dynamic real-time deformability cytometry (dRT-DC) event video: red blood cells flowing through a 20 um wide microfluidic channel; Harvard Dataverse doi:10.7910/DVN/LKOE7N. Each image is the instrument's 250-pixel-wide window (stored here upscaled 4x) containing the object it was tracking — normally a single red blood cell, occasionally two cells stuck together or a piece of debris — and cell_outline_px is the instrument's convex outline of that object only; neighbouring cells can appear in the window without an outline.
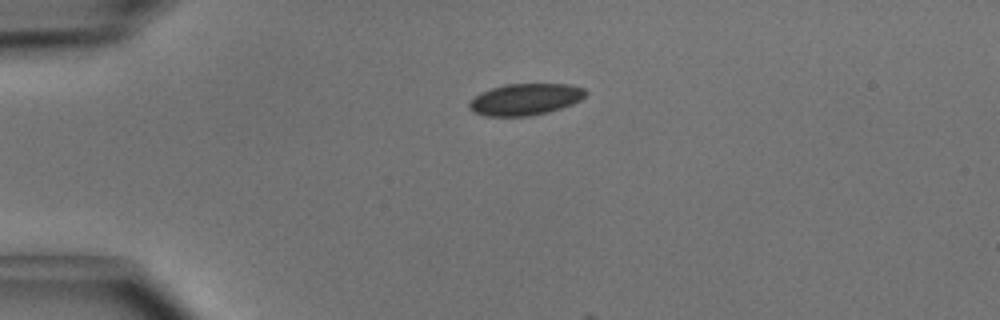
{"species": "common noctule bat (a hibernating species)", "species_latin": "Nyctalus noctula", "temperature_condition": "cold", "stored_images_in_passage": 3, "camera_frame_rate_fps": 3000, "um_per_image_px": 0.085, "animal": {"sex": "male", "body_mass_g": 15.6}, "frame": {"image": 1, "passage_image": 1, "time_ms": 0.0, "image_size_px": [1000, 320], "cell_outline_px": [[588, 92], [580, 100], [572, 104], [548, 112], [528, 116], [484, 116], [468, 108], [468, 104], [480, 92], [504, 84], [568, 84], [584, 88]], "centroid_in_image_um": [44.65, 8.44], "position_along_channel_um": 40.3, "area_um2": 21.33}}